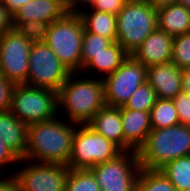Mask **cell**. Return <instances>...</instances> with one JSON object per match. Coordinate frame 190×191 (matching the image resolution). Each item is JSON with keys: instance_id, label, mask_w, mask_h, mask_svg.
<instances>
[{"instance_id": "18", "label": "cell", "mask_w": 190, "mask_h": 191, "mask_svg": "<svg viewBox=\"0 0 190 191\" xmlns=\"http://www.w3.org/2000/svg\"><path fill=\"white\" fill-rule=\"evenodd\" d=\"M96 132L113 141L124 151V135L120 107L105 105L88 123Z\"/></svg>"}, {"instance_id": "23", "label": "cell", "mask_w": 190, "mask_h": 191, "mask_svg": "<svg viewBox=\"0 0 190 191\" xmlns=\"http://www.w3.org/2000/svg\"><path fill=\"white\" fill-rule=\"evenodd\" d=\"M150 120L152 129H162L180 124L173 100L158 98L151 109Z\"/></svg>"}, {"instance_id": "19", "label": "cell", "mask_w": 190, "mask_h": 191, "mask_svg": "<svg viewBox=\"0 0 190 191\" xmlns=\"http://www.w3.org/2000/svg\"><path fill=\"white\" fill-rule=\"evenodd\" d=\"M129 56L123 47L117 42H113L104 51L94 54L92 59L82 68L80 74L85 72L96 71L95 77L104 79L109 74H112ZM89 70V71H88ZM83 71V72H82Z\"/></svg>"}, {"instance_id": "10", "label": "cell", "mask_w": 190, "mask_h": 191, "mask_svg": "<svg viewBox=\"0 0 190 191\" xmlns=\"http://www.w3.org/2000/svg\"><path fill=\"white\" fill-rule=\"evenodd\" d=\"M22 162L27 165L12 173L18 191H65L68 166L20 159L19 164Z\"/></svg>"}, {"instance_id": "34", "label": "cell", "mask_w": 190, "mask_h": 191, "mask_svg": "<svg viewBox=\"0 0 190 191\" xmlns=\"http://www.w3.org/2000/svg\"><path fill=\"white\" fill-rule=\"evenodd\" d=\"M13 28V15L3 3L0 2V36L5 32H9Z\"/></svg>"}, {"instance_id": "15", "label": "cell", "mask_w": 190, "mask_h": 191, "mask_svg": "<svg viewBox=\"0 0 190 191\" xmlns=\"http://www.w3.org/2000/svg\"><path fill=\"white\" fill-rule=\"evenodd\" d=\"M147 82L156 91L157 98L173 100L180 92L181 69L168 62L147 67Z\"/></svg>"}, {"instance_id": "24", "label": "cell", "mask_w": 190, "mask_h": 191, "mask_svg": "<svg viewBox=\"0 0 190 191\" xmlns=\"http://www.w3.org/2000/svg\"><path fill=\"white\" fill-rule=\"evenodd\" d=\"M134 191H177L159 169L141 168Z\"/></svg>"}, {"instance_id": "39", "label": "cell", "mask_w": 190, "mask_h": 191, "mask_svg": "<svg viewBox=\"0 0 190 191\" xmlns=\"http://www.w3.org/2000/svg\"><path fill=\"white\" fill-rule=\"evenodd\" d=\"M155 10L177 3V0H146Z\"/></svg>"}, {"instance_id": "31", "label": "cell", "mask_w": 190, "mask_h": 191, "mask_svg": "<svg viewBox=\"0 0 190 191\" xmlns=\"http://www.w3.org/2000/svg\"><path fill=\"white\" fill-rule=\"evenodd\" d=\"M129 0H97L90 8L117 16Z\"/></svg>"}, {"instance_id": "3", "label": "cell", "mask_w": 190, "mask_h": 191, "mask_svg": "<svg viewBox=\"0 0 190 191\" xmlns=\"http://www.w3.org/2000/svg\"><path fill=\"white\" fill-rule=\"evenodd\" d=\"M137 154L144 169H160L174 159L190 155V126L152 129Z\"/></svg>"}, {"instance_id": "33", "label": "cell", "mask_w": 190, "mask_h": 191, "mask_svg": "<svg viewBox=\"0 0 190 191\" xmlns=\"http://www.w3.org/2000/svg\"><path fill=\"white\" fill-rule=\"evenodd\" d=\"M19 161L20 158L0 138V175H5L3 171L5 166L18 164Z\"/></svg>"}, {"instance_id": "6", "label": "cell", "mask_w": 190, "mask_h": 191, "mask_svg": "<svg viewBox=\"0 0 190 191\" xmlns=\"http://www.w3.org/2000/svg\"><path fill=\"white\" fill-rule=\"evenodd\" d=\"M9 110L27 125L61 116L55 90L26 84L14 85Z\"/></svg>"}, {"instance_id": "13", "label": "cell", "mask_w": 190, "mask_h": 191, "mask_svg": "<svg viewBox=\"0 0 190 191\" xmlns=\"http://www.w3.org/2000/svg\"><path fill=\"white\" fill-rule=\"evenodd\" d=\"M174 37L156 28L131 54L144 66L171 62Z\"/></svg>"}, {"instance_id": "28", "label": "cell", "mask_w": 190, "mask_h": 191, "mask_svg": "<svg viewBox=\"0 0 190 191\" xmlns=\"http://www.w3.org/2000/svg\"><path fill=\"white\" fill-rule=\"evenodd\" d=\"M112 43L113 41L109 38L94 33L84 32L81 53L82 68L92 59L94 54L104 51V48H107Z\"/></svg>"}, {"instance_id": "38", "label": "cell", "mask_w": 190, "mask_h": 191, "mask_svg": "<svg viewBox=\"0 0 190 191\" xmlns=\"http://www.w3.org/2000/svg\"><path fill=\"white\" fill-rule=\"evenodd\" d=\"M182 92L190 95V68L181 69Z\"/></svg>"}, {"instance_id": "29", "label": "cell", "mask_w": 190, "mask_h": 191, "mask_svg": "<svg viewBox=\"0 0 190 191\" xmlns=\"http://www.w3.org/2000/svg\"><path fill=\"white\" fill-rule=\"evenodd\" d=\"M171 63L179 69L190 68V32L174 37Z\"/></svg>"}, {"instance_id": "20", "label": "cell", "mask_w": 190, "mask_h": 191, "mask_svg": "<svg viewBox=\"0 0 190 191\" xmlns=\"http://www.w3.org/2000/svg\"><path fill=\"white\" fill-rule=\"evenodd\" d=\"M157 28L172 37L190 32V9L179 3L158 9Z\"/></svg>"}, {"instance_id": "1", "label": "cell", "mask_w": 190, "mask_h": 191, "mask_svg": "<svg viewBox=\"0 0 190 191\" xmlns=\"http://www.w3.org/2000/svg\"><path fill=\"white\" fill-rule=\"evenodd\" d=\"M60 119L57 115L53 119L28 125L27 149L23 159L68 165L73 136L79 124Z\"/></svg>"}, {"instance_id": "5", "label": "cell", "mask_w": 190, "mask_h": 191, "mask_svg": "<svg viewBox=\"0 0 190 191\" xmlns=\"http://www.w3.org/2000/svg\"><path fill=\"white\" fill-rule=\"evenodd\" d=\"M84 26L78 14L68 13L50 24L46 44L71 73L82 70V39Z\"/></svg>"}, {"instance_id": "11", "label": "cell", "mask_w": 190, "mask_h": 191, "mask_svg": "<svg viewBox=\"0 0 190 191\" xmlns=\"http://www.w3.org/2000/svg\"><path fill=\"white\" fill-rule=\"evenodd\" d=\"M147 67L131 55L112 73L103 79L105 103L108 106L122 107L147 81Z\"/></svg>"}, {"instance_id": "25", "label": "cell", "mask_w": 190, "mask_h": 191, "mask_svg": "<svg viewBox=\"0 0 190 191\" xmlns=\"http://www.w3.org/2000/svg\"><path fill=\"white\" fill-rule=\"evenodd\" d=\"M65 191H102L90 169H70Z\"/></svg>"}, {"instance_id": "32", "label": "cell", "mask_w": 190, "mask_h": 191, "mask_svg": "<svg viewBox=\"0 0 190 191\" xmlns=\"http://www.w3.org/2000/svg\"><path fill=\"white\" fill-rule=\"evenodd\" d=\"M14 84L0 73V112L10 109L11 93Z\"/></svg>"}, {"instance_id": "27", "label": "cell", "mask_w": 190, "mask_h": 191, "mask_svg": "<svg viewBox=\"0 0 190 191\" xmlns=\"http://www.w3.org/2000/svg\"><path fill=\"white\" fill-rule=\"evenodd\" d=\"M13 26L31 44H39L46 42L50 24L41 21H13Z\"/></svg>"}, {"instance_id": "9", "label": "cell", "mask_w": 190, "mask_h": 191, "mask_svg": "<svg viewBox=\"0 0 190 191\" xmlns=\"http://www.w3.org/2000/svg\"><path fill=\"white\" fill-rule=\"evenodd\" d=\"M70 74L46 43L32 44L26 85L58 92Z\"/></svg>"}, {"instance_id": "21", "label": "cell", "mask_w": 190, "mask_h": 191, "mask_svg": "<svg viewBox=\"0 0 190 191\" xmlns=\"http://www.w3.org/2000/svg\"><path fill=\"white\" fill-rule=\"evenodd\" d=\"M82 19L84 32L98 34L102 37L116 41V16L108 12L93 9H83L78 13Z\"/></svg>"}, {"instance_id": "26", "label": "cell", "mask_w": 190, "mask_h": 191, "mask_svg": "<svg viewBox=\"0 0 190 191\" xmlns=\"http://www.w3.org/2000/svg\"><path fill=\"white\" fill-rule=\"evenodd\" d=\"M157 99L156 91L146 81L144 84L138 87V89L128 99L125 105L120 107V109L151 112V109L155 105Z\"/></svg>"}, {"instance_id": "8", "label": "cell", "mask_w": 190, "mask_h": 191, "mask_svg": "<svg viewBox=\"0 0 190 191\" xmlns=\"http://www.w3.org/2000/svg\"><path fill=\"white\" fill-rule=\"evenodd\" d=\"M102 191H134L141 171L138 154L123 151L115 159L90 168Z\"/></svg>"}, {"instance_id": "2", "label": "cell", "mask_w": 190, "mask_h": 191, "mask_svg": "<svg viewBox=\"0 0 190 191\" xmlns=\"http://www.w3.org/2000/svg\"><path fill=\"white\" fill-rule=\"evenodd\" d=\"M78 76L77 72L71 73L57 92L58 112L63 111L71 123L85 125L106 105L104 82L94 76Z\"/></svg>"}, {"instance_id": "40", "label": "cell", "mask_w": 190, "mask_h": 191, "mask_svg": "<svg viewBox=\"0 0 190 191\" xmlns=\"http://www.w3.org/2000/svg\"><path fill=\"white\" fill-rule=\"evenodd\" d=\"M177 3L182 4L186 8L190 9V0H177Z\"/></svg>"}, {"instance_id": "30", "label": "cell", "mask_w": 190, "mask_h": 191, "mask_svg": "<svg viewBox=\"0 0 190 191\" xmlns=\"http://www.w3.org/2000/svg\"><path fill=\"white\" fill-rule=\"evenodd\" d=\"M179 123L190 126V95L180 92L174 99Z\"/></svg>"}, {"instance_id": "4", "label": "cell", "mask_w": 190, "mask_h": 191, "mask_svg": "<svg viewBox=\"0 0 190 191\" xmlns=\"http://www.w3.org/2000/svg\"><path fill=\"white\" fill-rule=\"evenodd\" d=\"M116 41L131 55L157 28V10L146 0H129L116 16Z\"/></svg>"}, {"instance_id": "7", "label": "cell", "mask_w": 190, "mask_h": 191, "mask_svg": "<svg viewBox=\"0 0 190 191\" xmlns=\"http://www.w3.org/2000/svg\"><path fill=\"white\" fill-rule=\"evenodd\" d=\"M123 150L113 141L94 131L88 124L78 125L73 136L70 169H90L115 159Z\"/></svg>"}, {"instance_id": "22", "label": "cell", "mask_w": 190, "mask_h": 191, "mask_svg": "<svg viewBox=\"0 0 190 191\" xmlns=\"http://www.w3.org/2000/svg\"><path fill=\"white\" fill-rule=\"evenodd\" d=\"M159 170L170 180L177 191L190 190V155L174 159Z\"/></svg>"}, {"instance_id": "14", "label": "cell", "mask_w": 190, "mask_h": 191, "mask_svg": "<svg viewBox=\"0 0 190 191\" xmlns=\"http://www.w3.org/2000/svg\"><path fill=\"white\" fill-rule=\"evenodd\" d=\"M121 119L124 135V151L138 152L152 130L150 112L121 109Z\"/></svg>"}, {"instance_id": "36", "label": "cell", "mask_w": 190, "mask_h": 191, "mask_svg": "<svg viewBox=\"0 0 190 191\" xmlns=\"http://www.w3.org/2000/svg\"><path fill=\"white\" fill-rule=\"evenodd\" d=\"M0 191H18V186L14 176L8 174L0 175Z\"/></svg>"}, {"instance_id": "37", "label": "cell", "mask_w": 190, "mask_h": 191, "mask_svg": "<svg viewBox=\"0 0 190 191\" xmlns=\"http://www.w3.org/2000/svg\"><path fill=\"white\" fill-rule=\"evenodd\" d=\"M30 1L31 0H1L3 5L9 10L12 15Z\"/></svg>"}, {"instance_id": "35", "label": "cell", "mask_w": 190, "mask_h": 191, "mask_svg": "<svg viewBox=\"0 0 190 191\" xmlns=\"http://www.w3.org/2000/svg\"><path fill=\"white\" fill-rule=\"evenodd\" d=\"M97 0H65L69 13L78 14L83 9L90 8ZM85 6L86 8H83Z\"/></svg>"}, {"instance_id": "17", "label": "cell", "mask_w": 190, "mask_h": 191, "mask_svg": "<svg viewBox=\"0 0 190 191\" xmlns=\"http://www.w3.org/2000/svg\"><path fill=\"white\" fill-rule=\"evenodd\" d=\"M28 125L20 121L10 110L0 112V138L20 159L27 149Z\"/></svg>"}, {"instance_id": "12", "label": "cell", "mask_w": 190, "mask_h": 191, "mask_svg": "<svg viewBox=\"0 0 190 191\" xmlns=\"http://www.w3.org/2000/svg\"><path fill=\"white\" fill-rule=\"evenodd\" d=\"M31 46L14 28L0 36V73L14 85L27 82Z\"/></svg>"}, {"instance_id": "16", "label": "cell", "mask_w": 190, "mask_h": 191, "mask_svg": "<svg viewBox=\"0 0 190 191\" xmlns=\"http://www.w3.org/2000/svg\"><path fill=\"white\" fill-rule=\"evenodd\" d=\"M68 13L65 0H31L13 14V21H41L51 24Z\"/></svg>"}]
</instances>
